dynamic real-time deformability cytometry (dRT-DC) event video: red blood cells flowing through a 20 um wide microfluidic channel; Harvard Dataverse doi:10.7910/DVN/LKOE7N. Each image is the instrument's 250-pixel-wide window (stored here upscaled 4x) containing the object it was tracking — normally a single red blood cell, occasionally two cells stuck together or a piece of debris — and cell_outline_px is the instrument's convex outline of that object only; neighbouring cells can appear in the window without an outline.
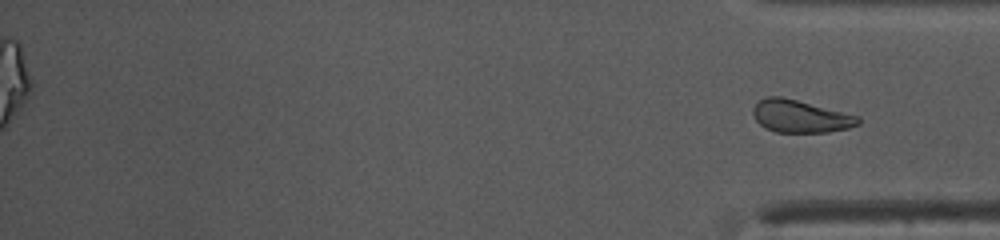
{"species": "common noctule bat (a hibernating species)", "species_latin": "Nyctalus noctula", "temperature_condition": "warm", "stored_images_in_passage": 39, "segment_of_instrument_passage": [2, 2], "camera_frame_rate_fps": 3000, "um_per_image_px": 0.085, "animal": {"sex": "female", "body_mass_g": 10.0, "forearm_length_mm": 53.1}, "frame": {"image": 1, "passage_image": 39, "time_ms": 12.667, "image_size_px": [1000, 240], "cell_outline_px": [[860, 124], [848, 128], [828, 132], [776, 132], [764, 128], [756, 120], [752, 112], [752, 108], [760, 100], [768, 96], [780, 96], [860, 116]], "centroid_in_image_um": [68.03, 9.89], "position_along_channel_um": 367.2, "area_um2": 19.83}}